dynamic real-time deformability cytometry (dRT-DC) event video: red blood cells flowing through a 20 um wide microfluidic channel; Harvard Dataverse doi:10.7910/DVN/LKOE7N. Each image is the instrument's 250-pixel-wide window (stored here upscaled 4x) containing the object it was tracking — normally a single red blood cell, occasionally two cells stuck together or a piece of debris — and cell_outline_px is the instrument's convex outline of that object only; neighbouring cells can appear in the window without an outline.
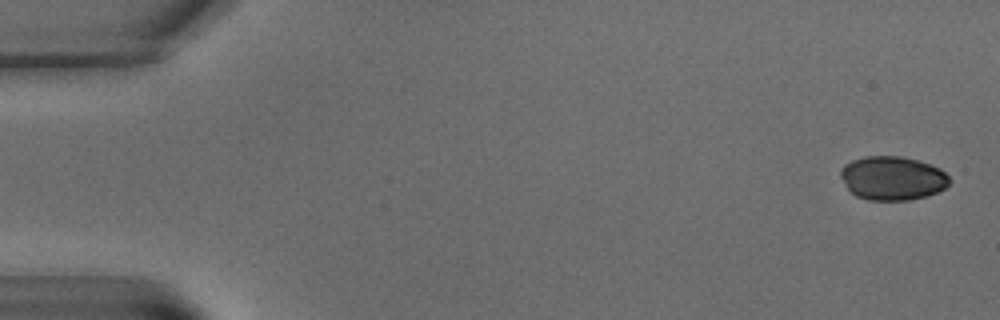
{"species": "common noctule bat (a hibernating species)", "species_latin": "Nyctalus noctula", "temperature_condition": "warm", "stored_images_in_passage": 8, "camera_frame_rate_fps": 3000, "um_per_image_px": 0.085, "animal": {"sex": "male", "body_mass_g": 15.6}, "frame": {"image": 1, "passage_image": 1, "time_ms": 0.0, "image_size_px": [1000, 320], "cell_outline_px": [[952, 180], [944, 188], [928, 196], [908, 200], [868, 200], [856, 196], [848, 192], [840, 176], [840, 168], [844, 164], [852, 160], [864, 156], [900, 156], [916, 160], [940, 168]], "centroid_in_image_um": [75.81, 15.15], "position_along_channel_um": 9.2, "area_um2": 28.03}}
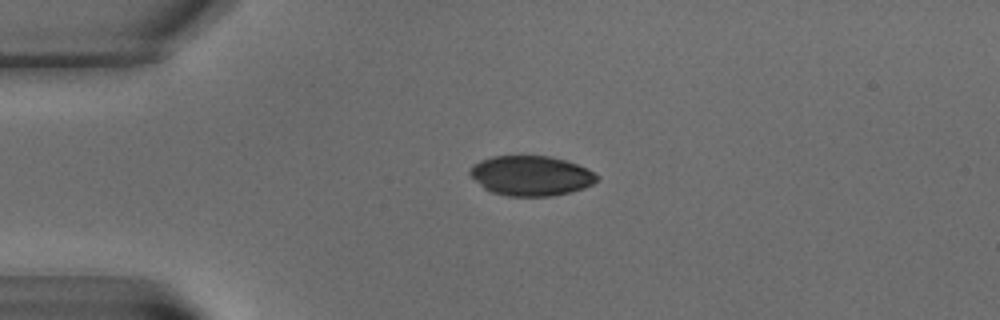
{"frame": {"image": 2, "passage_image": 5, "time_ms": 5.0, "image_size_px": [1000, 320], "cell_outline_px": [[600, 176], [592, 184], [584, 188], [572, 192], [552, 196], [508, 196], [492, 192], [484, 188], [468, 172], [468, 168], [472, 164], [480, 160], [492, 156], [552, 156], [588, 168]], "centroid_in_image_um": [45.13, 14.93], "position_along_channel_um": 39.9, "area_um2": 29.65}}
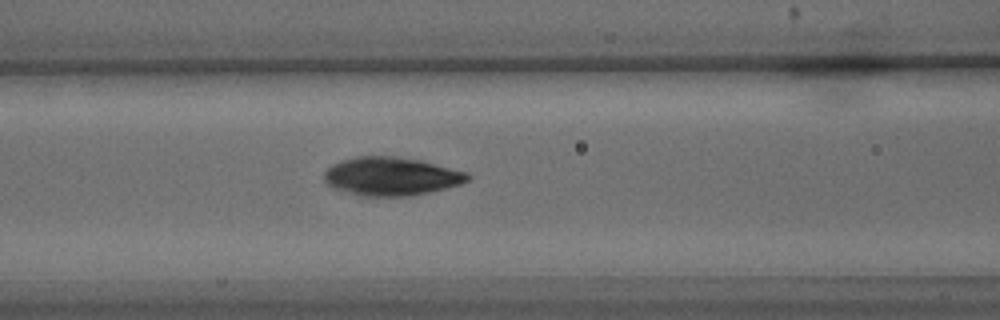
{"frame": {"image": 3, "passage_image": 8, "time_ms": 9.333, "image_size_px": [1000, 320], "cell_outline_px": [[472, 176], [468, 180], [460, 184], [412, 196], [364, 196], [332, 188], [324, 180], [324, 172], [332, 164], [340, 160], [356, 156], [396, 156], [420, 160], [468, 172]], "centroid_in_image_um": [33.24, 14.98], "position_along_channel_um": 133.4, "area_um2": 32.14}}